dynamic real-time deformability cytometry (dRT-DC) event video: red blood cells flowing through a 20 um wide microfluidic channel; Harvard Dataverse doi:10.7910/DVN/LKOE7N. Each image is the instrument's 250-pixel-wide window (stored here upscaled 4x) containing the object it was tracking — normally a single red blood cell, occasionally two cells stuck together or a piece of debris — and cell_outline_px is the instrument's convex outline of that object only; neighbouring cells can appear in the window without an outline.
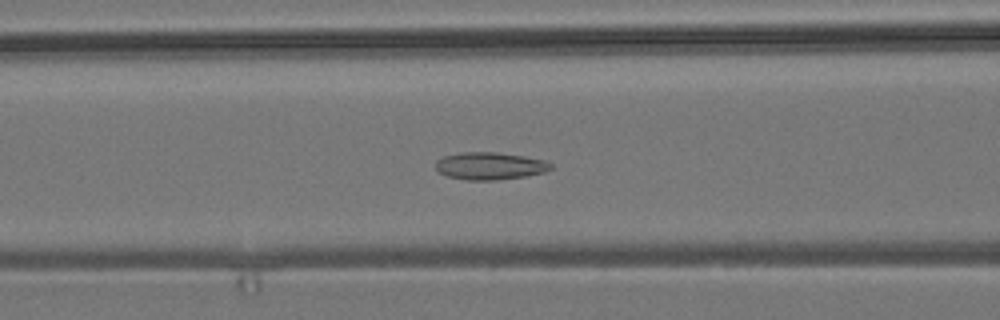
{"species": "common noctule bat (a hibernating species)", "species_latin": "Nyctalus noctula", "temperature_condition": "room temperature", "stored_images_in_passage": 39, "camera_frame_rate_fps": 3000, "um_per_image_px": 0.085, "animal": {"sex": "male", "body_mass_g": 19.2, "forearm_length_mm": 51.8}, "frame": {"image": 1, "passage_image": 7, "time_ms": 2.0, "image_size_px": [1000, 320], "cell_outline_px": [[552, 168], [544, 172], [524, 176], [496, 180], [464, 180], [448, 176], [440, 172], [436, 168], [436, 160], [444, 156], [460, 152], [496, 152], [524, 156], [544, 160], [552, 164]], "centroid_in_image_um": [41.63, 14.1], "position_along_channel_um": 125.0, "area_um2": 18.32}}
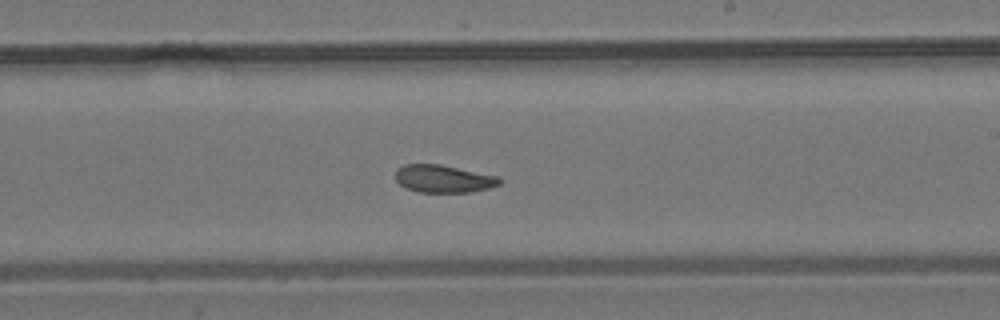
{"frame": {"image": 2, "passage_image": 17, "time_ms": 5.333, "image_size_px": [1000, 320], "cell_outline_px": [[504, 180], [500, 184], [488, 188], [472, 192], [416, 192], [400, 184], [396, 180], [396, 168], [404, 164], [440, 164], [500, 176]], "centroid_in_image_um": [37.73, 15.19], "position_along_channel_um": 251.3, "area_um2": 16.94}}
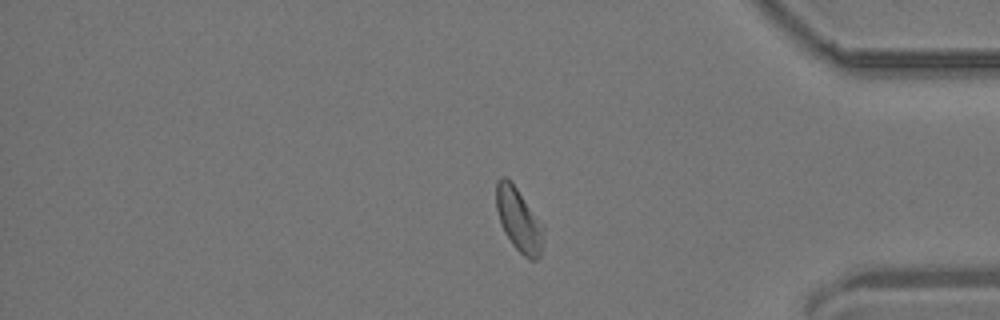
{"frame": {"image": 3, "passage_image": 30, "time_ms": 9.667, "image_size_px": [1000, 320], "cell_outline_px": [[544, 228], [540, 256], [536, 260], [532, 260], [524, 256], [512, 244], [504, 232], [496, 208], [496, 180], [500, 176], [508, 176], [544, 224]], "centroid_in_image_um": [44.1, 18.63], "position_along_channel_um": 391.1, "area_um2": 17.69}, "authors_computed_cell_mechanics": {"area_um2": 17.5134, "velocity_mm_per_s": 3.7985, "shape_relaxation_time_tau1_ms": null, "shape_relaxation_time_tau2_ms": 2.8359, "deformation_change_tau1": null, "deformation_change_tau2": 0.0945}}